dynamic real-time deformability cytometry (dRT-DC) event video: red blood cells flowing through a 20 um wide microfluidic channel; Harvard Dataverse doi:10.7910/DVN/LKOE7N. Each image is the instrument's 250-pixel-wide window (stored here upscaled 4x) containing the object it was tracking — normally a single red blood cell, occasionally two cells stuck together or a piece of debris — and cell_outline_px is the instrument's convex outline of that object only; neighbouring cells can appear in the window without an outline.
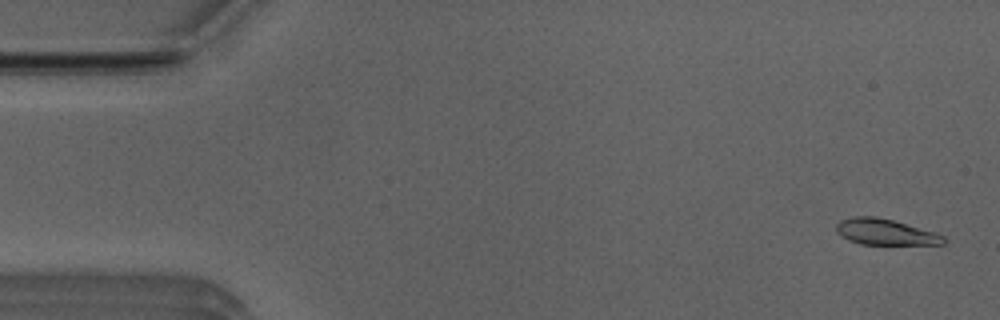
{"species": "Egyptian fruit bat (a non-hibernating species)", "species_latin": "Rousettus aegyptiacus", "temperature_condition": "room temperature", "stored_images_in_passage": 52, "camera_frame_rate_fps": 3000, "um_per_image_px": 0.085, "animal": {"sex": "male"}, "frame": {"image": 1, "passage_image": 2, "time_ms": 0.333, "image_size_px": [1000, 320], "cell_outline_px": [[944, 244], [860, 244], [848, 240], [836, 232], [836, 224], [840, 220], [852, 216], [876, 216], [892, 220], [932, 232], [944, 236]], "centroid_in_image_um": [75.16, 19.71], "position_along_channel_um": 9.8, "area_um2": 15.95}}
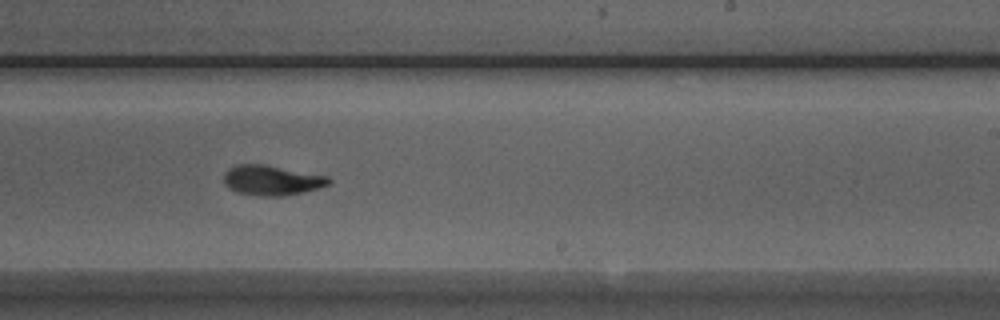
{"frame": {"image": 2, "passage_image": 31, "time_ms": 10.0, "image_size_px": [1000, 320], "cell_outline_px": [[332, 184], [304, 192], [284, 196], [256, 196], [236, 192], [228, 188], [224, 184], [224, 172], [228, 168], [236, 164], [264, 164], [328, 176], [332, 180]], "centroid_in_image_um": [23.09, 15.33], "position_along_channel_um": 265.9, "area_um2": 18.67}}
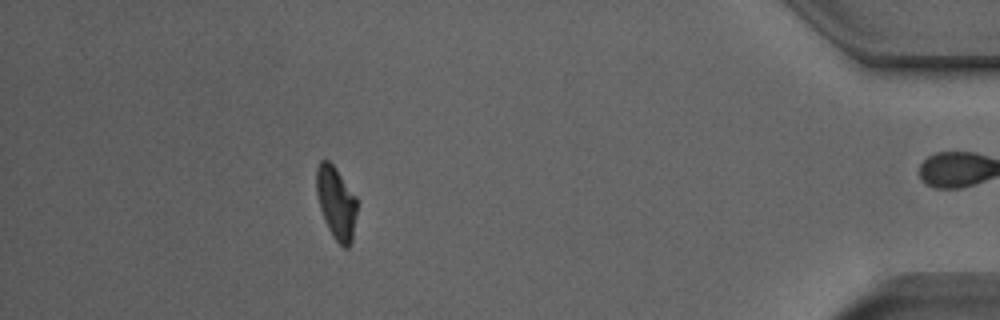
{"frame": {"image": 3, "passage_image": 46, "time_ms": 15.0, "image_size_px": [1000, 320], "cell_outline_px": [[356, 212], [352, 240], [348, 248], [344, 248], [332, 236], [324, 220], [320, 208], [316, 192], [316, 168], [320, 160], [328, 160], [336, 168], [356, 196]], "centroid_in_image_um": [28.56, 17.22], "position_along_channel_um": 406.6, "area_um2": 17.11}, "authors_computed_cell_mechanics": {"area_um2": 17.8891, "velocity_mm_per_s": 3.9527, "shape_relaxation_time_tau1_ms": 2.8362, "shape_relaxation_time_tau2_ms": 3.4264, "deformation_change_tau1": 0.1479, "deformation_change_tau2": 0.0796}}